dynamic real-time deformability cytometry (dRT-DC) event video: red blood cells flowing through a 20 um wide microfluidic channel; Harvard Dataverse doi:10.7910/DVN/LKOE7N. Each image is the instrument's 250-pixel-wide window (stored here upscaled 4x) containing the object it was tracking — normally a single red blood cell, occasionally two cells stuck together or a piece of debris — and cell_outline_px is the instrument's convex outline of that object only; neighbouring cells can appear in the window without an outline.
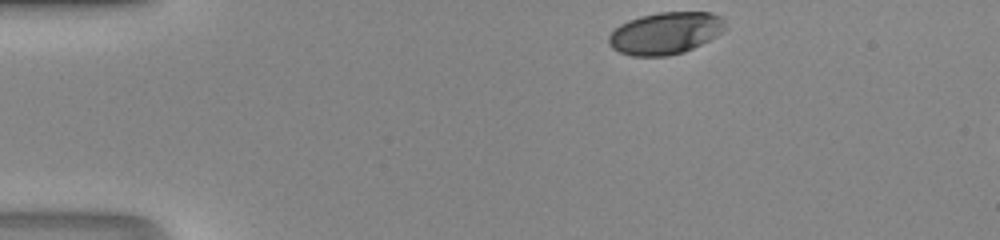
{"species": "human", "species_latin": "Homo sapiens", "temperature_condition": "room temperature", "stored_images_in_passage": 8, "camera_frame_rate_fps": 3000, "um_per_image_px": 0.085, "donor": {"sex": "male"}, "frame": {"image": 1, "passage_image": 1, "time_ms": 0.0, "image_size_px": [1000, 240], "cell_outline_px": [[728, 28], [716, 36], [684, 52], [668, 56], [632, 56], [620, 52], [612, 48], [608, 44], [608, 36], [620, 24], [628, 20], [640, 16], [660, 12], [712, 12], [720, 16], [724, 20]], "centroid_in_image_um": [56.57, 2.81], "position_along_channel_um": 28.4, "area_um2": 28.67}}